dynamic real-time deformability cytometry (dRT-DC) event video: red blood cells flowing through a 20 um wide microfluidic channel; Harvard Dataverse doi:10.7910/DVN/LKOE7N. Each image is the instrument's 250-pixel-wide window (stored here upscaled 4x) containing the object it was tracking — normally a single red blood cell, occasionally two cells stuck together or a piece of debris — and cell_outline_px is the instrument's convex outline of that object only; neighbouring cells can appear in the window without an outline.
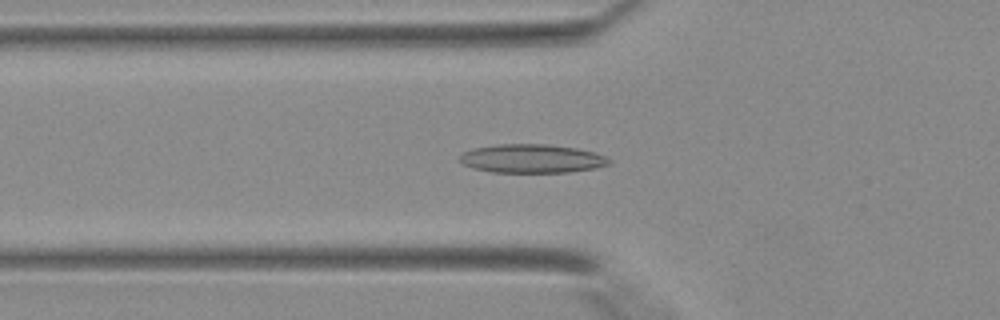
{"species": "Egyptian fruit bat (a non-hibernating species)", "species_latin": "Rousettus aegyptiacus", "temperature_condition": "warm", "stored_images_in_passage": 30, "camera_frame_rate_fps": 3000, "um_per_image_px": 0.085, "animal": {"sex": "female"}, "frame": {"image": 1, "passage_image": 7, "time_ms": 2.0, "image_size_px": [1000, 320], "cell_outline_px": [[612, 164], [596, 168], [568, 172], [492, 172], [476, 168], [464, 164], [460, 160], [460, 156], [464, 152], [476, 148], [500, 144], [548, 144], [576, 148], [596, 152], [612, 160]], "centroid_in_image_um": [45.29, 13.48], "position_along_channel_um": 80.5, "area_um2": 24.8}}
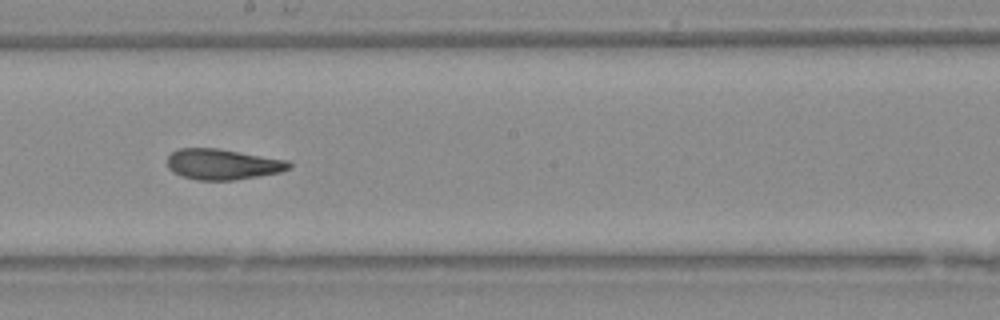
{"frame": {"image": 2, "passage_image": 16, "time_ms": 5.0, "image_size_px": [1000, 320], "cell_outline_px": [[292, 164], [288, 168], [280, 172], [232, 180], [196, 180], [180, 176], [172, 172], [168, 168], [168, 156], [172, 152], [180, 148], [216, 148], [288, 160]], "centroid_in_image_um": [18.88, 13.96], "position_along_channel_um": 229.3, "area_um2": 21.62}}
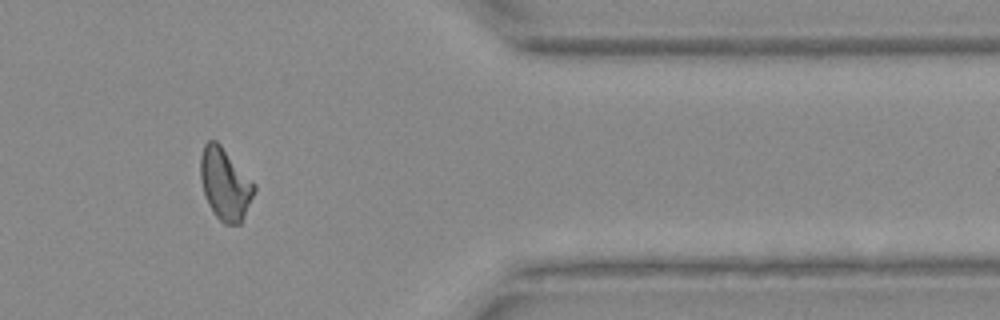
{"frame": {"image": 3, "passage_image": 27, "time_ms": 8.667, "image_size_px": [1000, 320], "cell_outline_px": [[256, 188], [240, 224], [224, 224], [216, 216], [208, 204], [204, 192], [200, 176], [200, 156], [204, 144], [208, 140], [216, 140], [220, 144], [256, 184]], "centroid_in_image_um": [19.12, 15.62], "position_along_channel_um": 392.3, "area_um2": 22.31}}